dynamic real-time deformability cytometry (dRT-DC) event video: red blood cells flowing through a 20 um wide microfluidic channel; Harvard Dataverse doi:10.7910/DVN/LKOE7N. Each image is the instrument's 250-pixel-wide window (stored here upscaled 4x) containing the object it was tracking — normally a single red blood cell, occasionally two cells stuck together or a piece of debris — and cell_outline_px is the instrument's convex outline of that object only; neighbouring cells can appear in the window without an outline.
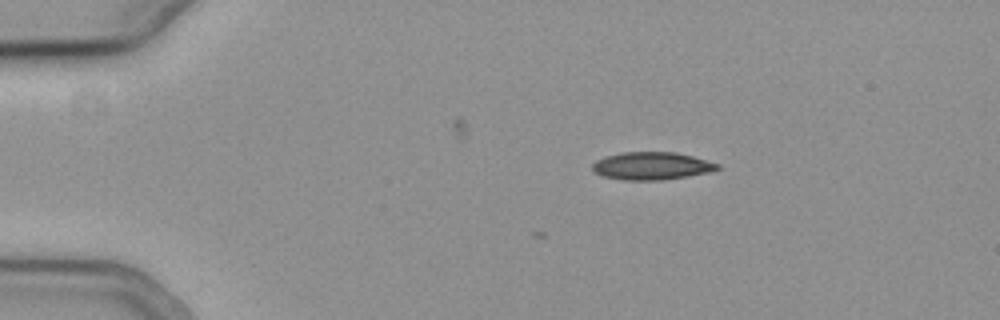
{"species": "common noctule bat (a hibernating species)", "species_latin": "Nyctalus noctula", "temperature_condition": "cold", "stored_images_in_passage": 7, "camera_frame_rate_fps": 3000, "um_per_image_px": 0.085, "animal": {"sex": "female", "body_mass_g": 19.3, "forearm_length_mm": 54.1}, "frame": {"image": 1, "passage_image": 1, "time_ms": 0.0, "image_size_px": [1000, 320], "cell_outline_px": [[720, 168], [708, 172], [688, 176], [664, 180], [624, 180], [604, 176], [596, 172], [592, 168], [592, 164], [596, 160], [604, 156], [620, 152], [676, 152], [692, 156], [720, 164]], "centroid_in_image_um": [55.38, 14.09], "position_along_channel_um": 29.6, "area_um2": 20.17}}